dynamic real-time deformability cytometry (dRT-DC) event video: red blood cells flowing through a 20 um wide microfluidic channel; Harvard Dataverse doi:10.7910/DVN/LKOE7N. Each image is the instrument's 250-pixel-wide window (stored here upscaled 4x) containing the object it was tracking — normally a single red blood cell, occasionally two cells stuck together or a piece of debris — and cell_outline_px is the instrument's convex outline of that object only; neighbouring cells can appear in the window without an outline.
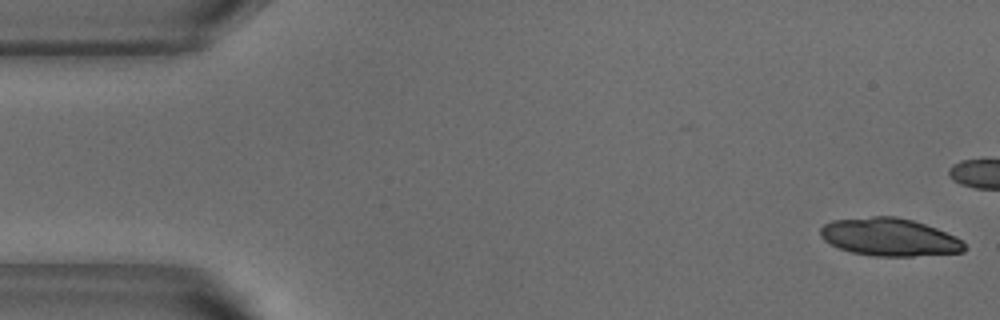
{"species": "common noctule bat (a hibernating species)", "species_latin": "Nyctalus noctula", "temperature_condition": "warm", "stored_images_in_passage": 41, "camera_frame_rate_fps": 3000, "um_per_image_px": 0.085, "animal": {"sex": "male", "body_mass_g": 18.8}, "frame": {"image": 1, "passage_image": 1, "time_ms": 0.0, "image_size_px": [1000, 320], "cell_outline_px": [[968, 248], [964, 252], [912, 256], [872, 256], [852, 252], [840, 248], [824, 240], [820, 236], [820, 228], [824, 224], [832, 220], [872, 216], [896, 216], [912, 220], [936, 228], [956, 236], [964, 240]], "centroid_in_image_um": [75.64, 20.15], "position_along_channel_um": 9.4, "area_um2": 31.91}}